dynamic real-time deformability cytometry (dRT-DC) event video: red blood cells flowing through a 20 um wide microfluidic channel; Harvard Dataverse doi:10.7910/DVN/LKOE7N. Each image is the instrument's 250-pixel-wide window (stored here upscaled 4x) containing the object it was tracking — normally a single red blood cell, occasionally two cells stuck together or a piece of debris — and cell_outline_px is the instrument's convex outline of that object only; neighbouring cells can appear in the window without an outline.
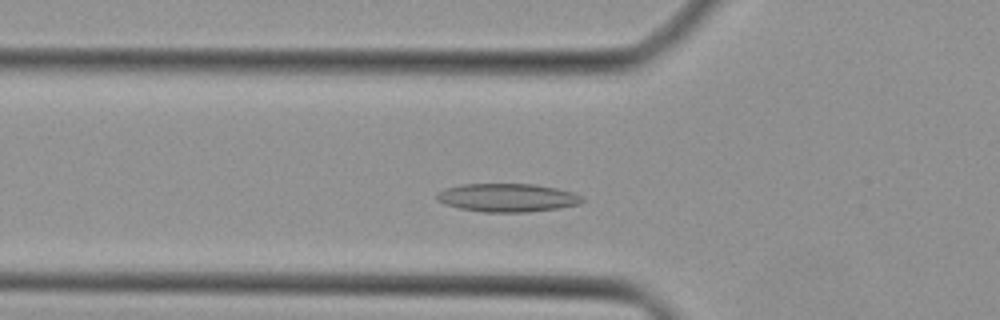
{"species": "Egyptian fruit bat (a non-hibernating species)", "species_latin": "Rousettus aegyptiacus", "temperature_condition": "cold", "stored_images_in_passage": 39, "camera_frame_rate_fps": 3000, "um_per_image_px": 0.085, "animal": {"sex": "female"}, "frame": {"image": 1, "passage_image": 9, "time_ms": 2.667, "image_size_px": [1000, 320], "cell_outline_px": [[584, 200], [580, 204], [560, 208], [528, 212], [484, 212], [460, 208], [444, 204], [436, 200], [436, 192], [460, 184], [532, 184], [556, 188], [572, 192], [580, 196]], "centroid_in_image_um": [43.11, 16.8], "position_along_channel_um": 82.7, "area_um2": 23.99}}
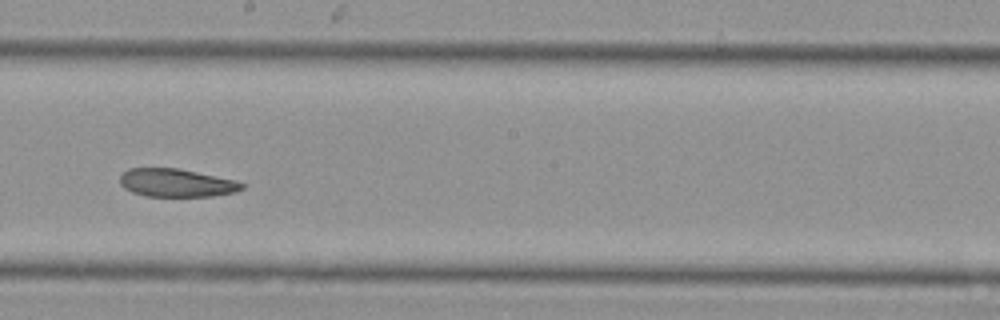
{"frame": {"image": 2, "passage_image": 19, "time_ms": 6.0, "image_size_px": [1000, 320], "cell_outline_px": [[244, 188], [236, 192], [212, 196], [148, 196], [132, 192], [124, 188], [120, 184], [120, 176], [128, 168], [180, 168], [236, 180], [244, 184]], "centroid_in_image_um": [15.01, 15.53], "position_along_channel_um": 233.2, "area_um2": 20.06}}
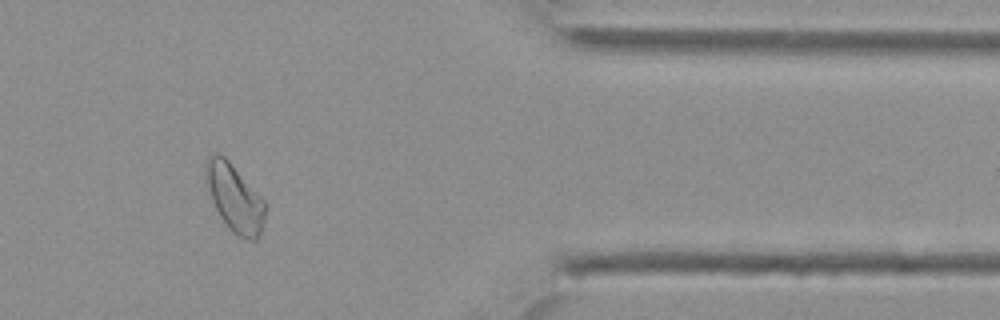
{"frame": {"image": 3, "passage_image": 31, "time_ms": 10.0, "image_size_px": [1000, 320], "cell_outline_px": [[268, 204], [260, 236], [256, 240], [248, 240], [236, 236], [228, 228], [220, 216], [212, 200], [204, 176], [204, 164], [208, 156], [212, 152], [216, 152], [224, 156], [228, 160]], "centroid_in_image_um": [19.94, 16.83], "position_along_channel_um": 391.5, "area_um2": 23.7}}